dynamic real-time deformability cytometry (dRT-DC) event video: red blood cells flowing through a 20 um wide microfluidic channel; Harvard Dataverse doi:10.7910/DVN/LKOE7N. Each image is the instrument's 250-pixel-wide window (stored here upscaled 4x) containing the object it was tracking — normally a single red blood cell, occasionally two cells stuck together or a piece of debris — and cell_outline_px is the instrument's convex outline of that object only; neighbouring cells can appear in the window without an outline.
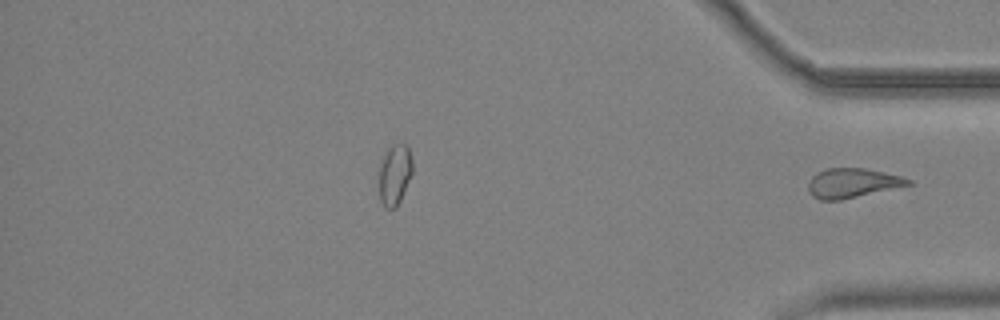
{"species": "common noctule bat (a hibernating species)", "species_latin": "Nyctalus noctula", "temperature_condition": "cold", "stored_images_in_passage": 32, "segment_of_instrument_passage": [2, 2], "camera_frame_rate_fps": 3000, "um_per_image_px": 0.085, "animal": {"sex": "male", "body_mass_g": 19.2, "forearm_length_mm": 51.8}, "frame": {"image": 1, "passage_image": 32, "time_ms": 10.333, "image_size_px": [1000, 320], "cell_outline_px": [[912, 184], [840, 200], [820, 200], [812, 196], [808, 188], [808, 184], [812, 176], [816, 172], [824, 168], [864, 168], [900, 176], [912, 180]], "centroid_in_image_um": [72.41, 15.55], "position_along_channel_um": 362.8, "area_um2": 16.99}}